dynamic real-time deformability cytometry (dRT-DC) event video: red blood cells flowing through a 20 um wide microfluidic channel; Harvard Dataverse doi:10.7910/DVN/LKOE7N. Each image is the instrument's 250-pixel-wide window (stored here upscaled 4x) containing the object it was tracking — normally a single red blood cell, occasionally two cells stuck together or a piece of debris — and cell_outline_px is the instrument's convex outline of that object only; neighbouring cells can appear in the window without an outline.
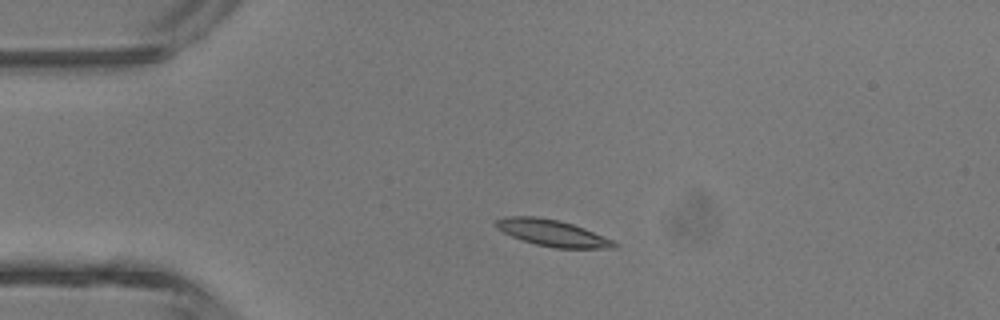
{"species": "common noctule bat (a hibernating species)", "species_latin": "Nyctalus noctula", "temperature_condition": "room temperature", "stored_images_in_passage": 5, "camera_frame_rate_fps": 3000, "um_per_image_px": 0.085, "animal": {"sex": "male", "body_mass_g": 13.3}, "frame": {"image": 1, "passage_image": 2, "time_ms": 1.333, "image_size_px": [1000, 320], "cell_outline_px": [[620, 244], [616, 248], [556, 248], [536, 244], [520, 240], [496, 228], [492, 224], [496, 220], [504, 216], [536, 216], [560, 220], [584, 228], [616, 240]], "centroid_in_image_um": [46.97, 19.8], "position_along_channel_um": 38.0, "area_um2": 18.55}}
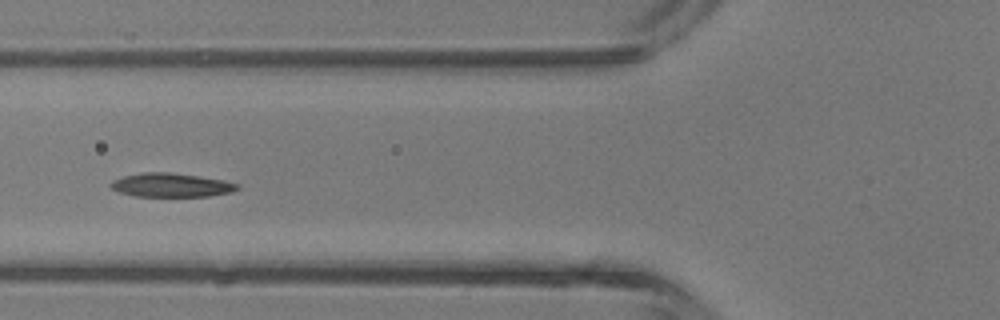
{"frame": {"image": 2, "passage_image": 4, "time_ms": 3.667, "image_size_px": [1000, 320], "cell_outline_px": [[240, 188], [232, 192], [208, 196], [132, 196], [120, 192], [112, 188], [108, 184], [112, 180], [124, 176], [144, 172], [168, 172], [200, 176], [224, 180], [240, 184]], "centroid_in_image_um": [14.57, 15.73], "position_along_channel_um": 111.2, "area_um2": 17.63}}
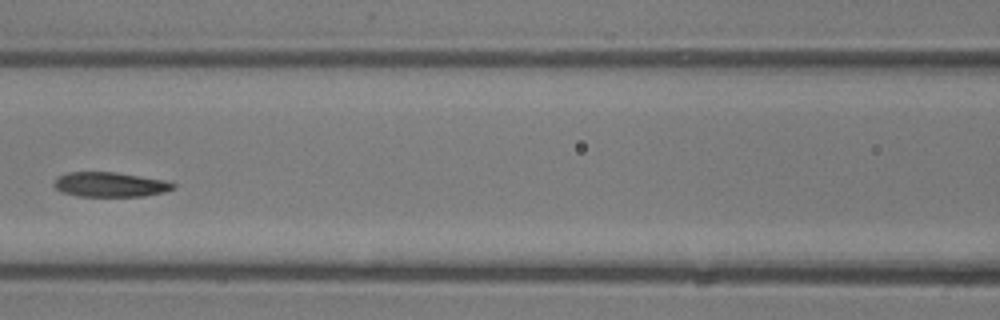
{"frame": {"image": 3, "passage_image": 5, "time_ms": 4.667, "image_size_px": [1000, 320], "cell_outline_px": [[176, 188], [164, 192], [144, 196], [80, 196], [60, 192], [52, 184], [56, 176], [68, 172], [116, 172], [164, 180], [176, 184]], "centroid_in_image_um": [9.33, 15.68], "position_along_channel_um": 157.3, "area_um2": 17.28}}